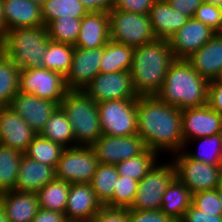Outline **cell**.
I'll return each mask as SVG.
<instances>
[{"label": "cell", "instance_id": "cell-48", "mask_svg": "<svg viewBox=\"0 0 222 222\" xmlns=\"http://www.w3.org/2000/svg\"><path fill=\"white\" fill-rule=\"evenodd\" d=\"M65 215L58 211H51L40 208L32 222H66Z\"/></svg>", "mask_w": 222, "mask_h": 222}, {"label": "cell", "instance_id": "cell-23", "mask_svg": "<svg viewBox=\"0 0 222 222\" xmlns=\"http://www.w3.org/2000/svg\"><path fill=\"white\" fill-rule=\"evenodd\" d=\"M8 222H32L39 208L37 193L7 191L0 194Z\"/></svg>", "mask_w": 222, "mask_h": 222}, {"label": "cell", "instance_id": "cell-11", "mask_svg": "<svg viewBox=\"0 0 222 222\" xmlns=\"http://www.w3.org/2000/svg\"><path fill=\"white\" fill-rule=\"evenodd\" d=\"M67 91L64 77L58 72L42 67L20 70L19 92L21 93L51 100L60 105Z\"/></svg>", "mask_w": 222, "mask_h": 222}, {"label": "cell", "instance_id": "cell-16", "mask_svg": "<svg viewBox=\"0 0 222 222\" xmlns=\"http://www.w3.org/2000/svg\"><path fill=\"white\" fill-rule=\"evenodd\" d=\"M215 34L206 24L189 18L185 25L169 37V46L175 59H186L201 49Z\"/></svg>", "mask_w": 222, "mask_h": 222}, {"label": "cell", "instance_id": "cell-25", "mask_svg": "<svg viewBox=\"0 0 222 222\" xmlns=\"http://www.w3.org/2000/svg\"><path fill=\"white\" fill-rule=\"evenodd\" d=\"M54 178V167L32 160L23 154L16 181V190L37 193Z\"/></svg>", "mask_w": 222, "mask_h": 222}, {"label": "cell", "instance_id": "cell-31", "mask_svg": "<svg viewBox=\"0 0 222 222\" xmlns=\"http://www.w3.org/2000/svg\"><path fill=\"white\" fill-rule=\"evenodd\" d=\"M70 183L54 178L38 192L39 208L65 213Z\"/></svg>", "mask_w": 222, "mask_h": 222}, {"label": "cell", "instance_id": "cell-44", "mask_svg": "<svg viewBox=\"0 0 222 222\" xmlns=\"http://www.w3.org/2000/svg\"><path fill=\"white\" fill-rule=\"evenodd\" d=\"M156 0H116L113 9L137 14H148Z\"/></svg>", "mask_w": 222, "mask_h": 222}, {"label": "cell", "instance_id": "cell-33", "mask_svg": "<svg viewBox=\"0 0 222 222\" xmlns=\"http://www.w3.org/2000/svg\"><path fill=\"white\" fill-rule=\"evenodd\" d=\"M87 13L80 0H47L41 5V16L46 27L58 18H83Z\"/></svg>", "mask_w": 222, "mask_h": 222}, {"label": "cell", "instance_id": "cell-20", "mask_svg": "<svg viewBox=\"0 0 222 222\" xmlns=\"http://www.w3.org/2000/svg\"><path fill=\"white\" fill-rule=\"evenodd\" d=\"M110 41L109 14L105 11L88 12L81 22L74 47L93 49L105 46Z\"/></svg>", "mask_w": 222, "mask_h": 222}, {"label": "cell", "instance_id": "cell-38", "mask_svg": "<svg viewBox=\"0 0 222 222\" xmlns=\"http://www.w3.org/2000/svg\"><path fill=\"white\" fill-rule=\"evenodd\" d=\"M82 18H58L48 26L49 39L61 43L75 45L80 32Z\"/></svg>", "mask_w": 222, "mask_h": 222}, {"label": "cell", "instance_id": "cell-26", "mask_svg": "<svg viewBox=\"0 0 222 222\" xmlns=\"http://www.w3.org/2000/svg\"><path fill=\"white\" fill-rule=\"evenodd\" d=\"M161 212L179 222L192 203L190 190L176 177L162 197Z\"/></svg>", "mask_w": 222, "mask_h": 222}, {"label": "cell", "instance_id": "cell-56", "mask_svg": "<svg viewBox=\"0 0 222 222\" xmlns=\"http://www.w3.org/2000/svg\"><path fill=\"white\" fill-rule=\"evenodd\" d=\"M218 78L222 80V72H221V74H220V76Z\"/></svg>", "mask_w": 222, "mask_h": 222}, {"label": "cell", "instance_id": "cell-30", "mask_svg": "<svg viewBox=\"0 0 222 222\" xmlns=\"http://www.w3.org/2000/svg\"><path fill=\"white\" fill-rule=\"evenodd\" d=\"M195 140L198 142L199 146V148L196 149V152L189 150V148L187 150V147H189L188 145L197 143ZM183 151L191 159L202 161L211 165H222V133L208 137L192 139L184 145Z\"/></svg>", "mask_w": 222, "mask_h": 222}, {"label": "cell", "instance_id": "cell-6", "mask_svg": "<svg viewBox=\"0 0 222 222\" xmlns=\"http://www.w3.org/2000/svg\"><path fill=\"white\" fill-rule=\"evenodd\" d=\"M108 14L110 40L136 47L157 39L148 14L118 9H112Z\"/></svg>", "mask_w": 222, "mask_h": 222}, {"label": "cell", "instance_id": "cell-53", "mask_svg": "<svg viewBox=\"0 0 222 222\" xmlns=\"http://www.w3.org/2000/svg\"><path fill=\"white\" fill-rule=\"evenodd\" d=\"M217 194L222 205V184L217 188Z\"/></svg>", "mask_w": 222, "mask_h": 222}, {"label": "cell", "instance_id": "cell-55", "mask_svg": "<svg viewBox=\"0 0 222 222\" xmlns=\"http://www.w3.org/2000/svg\"><path fill=\"white\" fill-rule=\"evenodd\" d=\"M218 34H219L220 36H222V27H221V29L218 31Z\"/></svg>", "mask_w": 222, "mask_h": 222}, {"label": "cell", "instance_id": "cell-27", "mask_svg": "<svg viewBox=\"0 0 222 222\" xmlns=\"http://www.w3.org/2000/svg\"><path fill=\"white\" fill-rule=\"evenodd\" d=\"M135 47L110 40L103 46L100 73L130 71Z\"/></svg>", "mask_w": 222, "mask_h": 222}, {"label": "cell", "instance_id": "cell-36", "mask_svg": "<svg viewBox=\"0 0 222 222\" xmlns=\"http://www.w3.org/2000/svg\"><path fill=\"white\" fill-rule=\"evenodd\" d=\"M64 149L61 144L36 134L23 154L32 160L56 168Z\"/></svg>", "mask_w": 222, "mask_h": 222}, {"label": "cell", "instance_id": "cell-7", "mask_svg": "<svg viewBox=\"0 0 222 222\" xmlns=\"http://www.w3.org/2000/svg\"><path fill=\"white\" fill-rule=\"evenodd\" d=\"M172 158L176 177L192 195L216 189L222 184V165H211L191 159L183 150L172 155Z\"/></svg>", "mask_w": 222, "mask_h": 222}, {"label": "cell", "instance_id": "cell-37", "mask_svg": "<svg viewBox=\"0 0 222 222\" xmlns=\"http://www.w3.org/2000/svg\"><path fill=\"white\" fill-rule=\"evenodd\" d=\"M118 179L119 174L115 165L98 164L90 185L102 205L113 196Z\"/></svg>", "mask_w": 222, "mask_h": 222}, {"label": "cell", "instance_id": "cell-24", "mask_svg": "<svg viewBox=\"0 0 222 222\" xmlns=\"http://www.w3.org/2000/svg\"><path fill=\"white\" fill-rule=\"evenodd\" d=\"M148 15L158 39H169L189 19L185 14L174 10L167 0H156Z\"/></svg>", "mask_w": 222, "mask_h": 222}, {"label": "cell", "instance_id": "cell-52", "mask_svg": "<svg viewBox=\"0 0 222 222\" xmlns=\"http://www.w3.org/2000/svg\"><path fill=\"white\" fill-rule=\"evenodd\" d=\"M204 2L211 3L222 7V0H203Z\"/></svg>", "mask_w": 222, "mask_h": 222}, {"label": "cell", "instance_id": "cell-40", "mask_svg": "<svg viewBox=\"0 0 222 222\" xmlns=\"http://www.w3.org/2000/svg\"><path fill=\"white\" fill-rule=\"evenodd\" d=\"M191 204L205 213L216 216L222 215V205L217 194V188L194 193Z\"/></svg>", "mask_w": 222, "mask_h": 222}, {"label": "cell", "instance_id": "cell-34", "mask_svg": "<svg viewBox=\"0 0 222 222\" xmlns=\"http://www.w3.org/2000/svg\"><path fill=\"white\" fill-rule=\"evenodd\" d=\"M23 153L0 144V194L16 190Z\"/></svg>", "mask_w": 222, "mask_h": 222}, {"label": "cell", "instance_id": "cell-18", "mask_svg": "<svg viewBox=\"0 0 222 222\" xmlns=\"http://www.w3.org/2000/svg\"><path fill=\"white\" fill-rule=\"evenodd\" d=\"M36 133L9 106H0V144L24 153Z\"/></svg>", "mask_w": 222, "mask_h": 222}, {"label": "cell", "instance_id": "cell-47", "mask_svg": "<svg viewBox=\"0 0 222 222\" xmlns=\"http://www.w3.org/2000/svg\"><path fill=\"white\" fill-rule=\"evenodd\" d=\"M174 10L193 18L195 11L204 2L203 0H167Z\"/></svg>", "mask_w": 222, "mask_h": 222}, {"label": "cell", "instance_id": "cell-42", "mask_svg": "<svg viewBox=\"0 0 222 222\" xmlns=\"http://www.w3.org/2000/svg\"><path fill=\"white\" fill-rule=\"evenodd\" d=\"M90 222H130L129 209L103 206Z\"/></svg>", "mask_w": 222, "mask_h": 222}, {"label": "cell", "instance_id": "cell-9", "mask_svg": "<svg viewBox=\"0 0 222 222\" xmlns=\"http://www.w3.org/2000/svg\"><path fill=\"white\" fill-rule=\"evenodd\" d=\"M97 105L103 134L109 136L137 134V99L103 101Z\"/></svg>", "mask_w": 222, "mask_h": 222}, {"label": "cell", "instance_id": "cell-29", "mask_svg": "<svg viewBox=\"0 0 222 222\" xmlns=\"http://www.w3.org/2000/svg\"><path fill=\"white\" fill-rule=\"evenodd\" d=\"M73 51V45L49 39L41 67L58 72L65 77L70 70Z\"/></svg>", "mask_w": 222, "mask_h": 222}, {"label": "cell", "instance_id": "cell-15", "mask_svg": "<svg viewBox=\"0 0 222 222\" xmlns=\"http://www.w3.org/2000/svg\"><path fill=\"white\" fill-rule=\"evenodd\" d=\"M184 145L201 137L222 133V116L208 104L181 110Z\"/></svg>", "mask_w": 222, "mask_h": 222}, {"label": "cell", "instance_id": "cell-10", "mask_svg": "<svg viewBox=\"0 0 222 222\" xmlns=\"http://www.w3.org/2000/svg\"><path fill=\"white\" fill-rule=\"evenodd\" d=\"M99 164L91 146L65 148L55 168V178L70 184H90Z\"/></svg>", "mask_w": 222, "mask_h": 222}, {"label": "cell", "instance_id": "cell-43", "mask_svg": "<svg viewBox=\"0 0 222 222\" xmlns=\"http://www.w3.org/2000/svg\"><path fill=\"white\" fill-rule=\"evenodd\" d=\"M129 220L130 222H177L160 210L144 211L129 209Z\"/></svg>", "mask_w": 222, "mask_h": 222}, {"label": "cell", "instance_id": "cell-39", "mask_svg": "<svg viewBox=\"0 0 222 222\" xmlns=\"http://www.w3.org/2000/svg\"><path fill=\"white\" fill-rule=\"evenodd\" d=\"M138 184V181L119 176L113 196L103 206L130 208L135 200Z\"/></svg>", "mask_w": 222, "mask_h": 222}, {"label": "cell", "instance_id": "cell-5", "mask_svg": "<svg viewBox=\"0 0 222 222\" xmlns=\"http://www.w3.org/2000/svg\"><path fill=\"white\" fill-rule=\"evenodd\" d=\"M59 107L69 119L75 146H92L103 134L97 102L83 90H68Z\"/></svg>", "mask_w": 222, "mask_h": 222}, {"label": "cell", "instance_id": "cell-13", "mask_svg": "<svg viewBox=\"0 0 222 222\" xmlns=\"http://www.w3.org/2000/svg\"><path fill=\"white\" fill-rule=\"evenodd\" d=\"M99 163L116 165L142 154L147 146L138 134L130 136H109L102 134L91 146Z\"/></svg>", "mask_w": 222, "mask_h": 222}, {"label": "cell", "instance_id": "cell-12", "mask_svg": "<svg viewBox=\"0 0 222 222\" xmlns=\"http://www.w3.org/2000/svg\"><path fill=\"white\" fill-rule=\"evenodd\" d=\"M83 91L97 103L138 97L130 71L99 73Z\"/></svg>", "mask_w": 222, "mask_h": 222}, {"label": "cell", "instance_id": "cell-32", "mask_svg": "<svg viewBox=\"0 0 222 222\" xmlns=\"http://www.w3.org/2000/svg\"><path fill=\"white\" fill-rule=\"evenodd\" d=\"M20 68L0 50V106H9L19 92Z\"/></svg>", "mask_w": 222, "mask_h": 222}, {"label": "cell", "instance_id": "cell-17", "mask_svg": "<svg viewBox=\"0 0 222 222\" xmlns=\"http://www.w3.org/2000/svg\"><path fill=\"white\" fill-rule=\"evenodd\" d=\"M9 107L23 118L36 134H40L59 105L51 100L18 92Z\"/></svg>", "mask_w": 222, "mask_h": 222}, {"label": "cell", "instance_id": "cell-21", "mask_svg": "<svg viewBox=\"0 0 222 222\" xmlns=\"http://www.w3.org/2000/svg\"><path fill=\"white\" fill-rule=\"evenodd\" d=\"M186 60L207 81L217 79L222 72V36L216 33L201 49Z\"/></svg>", "mask_w": 222, "mask_h": 222}, {"label": "cell", "instance_id": "cell-14", "mask_svg": "<svg viewBox=\"0 0 222 222\" xmlns=\"http://www.w3.org/2000/svg\"><path fill=\"white\" fill-rule=\"evenodd\" d=\"M103 46L93 49L74 47L70 70L64 77L67 90H84L100 73Z\"/></svg>", "mask_w": 222, "mask_h": 222}, {"label": "cell", "instance_id": "cell-54", "mask_svg": "<svg viewBox=\"0 0 222 222\" xmlns=\"http://www.w3.org/2000/svg\"><path fill=\"white\" fill-rule=\"evenodd\" d=\"M34 1L35 3L39 4L40 6L43 5L47 0H31Z\"/></svg>", "mask_w": 222, "mask_h": 222}, {"label": "cell", "instance_id": "cell-1", "mask_svg": "<svg viewBox=\"0 0 222 222\" xmlns=\"http://www.w3.org/2000/svg\"><path fill=\"white\" fill-rule=\"evenodd\" d=\"M137 134L148 149L176 154L183 150L181 110L157 95L137 97Z\"/></svg>", "mask_w": 222, "mask_h": 222}, {"label": "cell", "instance_id": "cell-3", "mask_svg": "<svg viewBox=\"0 0 222 222\" xmlns=\"http://www.w3.org/2000/svg\"><path fill=\"white\" fill-rule=\"evenodd\" d=\"M208 85L186 59H175L157 96L180 110L199 107L208 103Z\"/></svg>", "mask_w": 222, "mask_h": 222}, {"label": "cell", "instance_id": "cell-45", "mask_svg": "<svg viewBox=\"0 0 222 222\" xmlns=\"http://www.w3.org/2000/svg\"><path fill=\"white\" fill-rule=\"evenodd\" d=\"M208 106L222 116V80L217 78L209 81Z\"/></svg>", "mask_w": 222, "mask_h": 222}, {"label": "cell", "instance_id": "cell-35", "mask_svg": "<svg viewBox=\"0 0 222 222\" xmlns=\"http://www.w3.org/2000/svg\"><path fill=\"white\" fill-rule=\"evenodd\" d=\"M158 157H160L159 154L147 148L142 154L122 161L115 166L119 176L140 182L159 162Z\"/></svg>", "mask_w": 222, "mask_h": 222}, {"label": "cell", "instance_id": "cell-4", "mask_svg": "<svg viewBox=\"0 0 222 222\" xmlns=\"http://www.w3.org/2000/svg\"><path fill=\"white\" fill-rule=\"evenodd\" d=\"M49 32L45 25L6 31L0 39V50L20 69L41 67L48 46Z\"/></svg>", "mask_w": 222, "mask_h": 222}, {"label": "cell", "instance_id": "cell-28", "mask_svg": "<svg viewBox=\"0 0 222 222\" xmlns=\"http://www.w3.org/2000/svg\"><path fill=\"white\" fill-rule=\"evenodd\" d=\"M41 136L61 144L64 148L75 146V137L64 111L58 107L45 124Z\"/></svg>", "mask_w": 222, "mask_h": 222}, {"label": "cell", "instance_id": "cell-46", "mask_svg": "<svg viewBox=\"0 0 222 222\" xmlns=\"http://www.w3.org/2000/svg\"><path fill=\"white\" fill-rule=\"evenodd\" d=\"M179 222H222V215L205 213L191 204Z\"/></svg>", "mask_w": 222, "mask_h": 222}, {"label": "cell", "instance_id": "cell-8", "mask_svg": "<svg viewBox=\"0 0 222 222\" xmlns=\"http://www.w3.org/2000/svg\"><path fill=\"white\" fill-rule=\"evenodd\" d=\"M160 163V165H159ZM157 162L148 174L139 182L132 210H161L162 197L170 183L176 178L173 161Z\"/></svg>", "mask_w": 222, "mask_h": 222}, {"label": "cell", "instance_id": "cell-2", "mask_svg": "<svg viewBox=\"0 0 222 222\" xmlns=\"http://www.w3.org/2000/svg\"><path fill=\"white\" fill-rule=\"evenodd\" d=\"M174 60L168 39L157 38L152 42L136 46L130 74L137 95H157Z\"/></svg>", "mask_w": 222, "mask_h": 222}, {"label": "cell", "instance_id": "cell-49", "mask_svg": "<svg viewBox=\"0 0 222 222\" xmlns=\"http://www.w3.org/2000/svg\"><path fill=\"white\" fill-rule=\"evenodd\" d=\"M84 7L91 11L110 12L116 3V0H80Z\"/></svg>", "mask_w": 222, "mask_h": 222}, {"label": "cell", "instance_id": "cell-19", "mask_svg": "<svg viewBox=\"0 0 222 222\" xmlns=\"http://www.w3.org/2000/svg\"><path fill=\"white\" fill-rule=\"evenodd\" d=\"M102 207L90 184H70L64 213L67 221L90 222Z\"/></svg>", "mask_w": 222, "mask_h": 222}, {"label": "cell", "instance_id": "cell-22", "mask_svg": "<svg viewBox=\"0 0 222 222\" xmlns=\"http://www.w3.org/2000/svg\"><path fill=\"white\" fill-rule=\"evenodd\" d=\"M5 33L9 30L44 25L41 6L31 0H3Z\"/></svg>", "mask_w": 222, "mask_h": 222}, {"label": "cell", "instance_id": "cell-50", "mask_svg": "<svg viewBox=\"0 0 222 222\" xmlns=\"http://www.w3.org/2000/svg\"><path fill=\"white\" fill-rule=\"evenodd\" d=\"M5 35V19L3 11V0H0V39Z\"/></svg>", "mask_w": 222, "mask_h": 222}, {"label": "cell", "instance_id": "cell-51", "mask_svg": "<svg viewBox=\"0 0 222 222\" xmlns=\"http://www.w3.org/2000/svg\"><path fill=\"white\" fill-rule=\"evenodd\" d=\"M0 222H8L7 217L4 212V208L0 203Z\"/></svg>", "mask_w": 222, "mask_h": 222}, {"label": "cell", "instance_id": "cell-41", "mask_svg": "<svg viewBox=\"0 0 222 222\" xmlns=\"http://www.w3.org/2000/svg\"><path fill=\"white\" fill-rule=\"evenodd\" d=\"M193 18L201 21L218 33L222 27V7L203 2L195 11Z\"/></svg>", "mask_w": 222, "mask_h": 222}]
</instances>
